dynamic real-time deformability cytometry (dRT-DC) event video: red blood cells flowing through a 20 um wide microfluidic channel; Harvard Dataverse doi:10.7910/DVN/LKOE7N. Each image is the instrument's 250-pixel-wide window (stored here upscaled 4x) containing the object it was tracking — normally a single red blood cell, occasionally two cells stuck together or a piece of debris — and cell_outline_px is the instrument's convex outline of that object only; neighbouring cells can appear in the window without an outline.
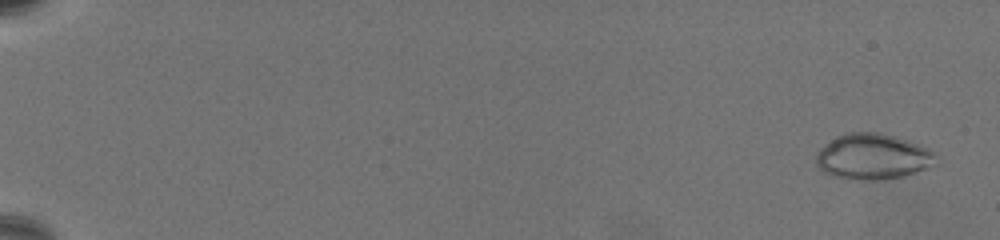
{"species": "common noctule bat (a hibernating species)", "species_latin": "Nyctalus noctula", "temperature_condition": "warm", "stored_images_in_passage": 68, "camera_frame_rate_fps": 3000, "um_per_image_px": 0.085, "animal": {"sex": "female", "body_mass_g": 19.5, "forearm_length_mm": 54.1}, "frame": {"image": 1, "passage_image": 3, "time_ms": 0.667, "image_size_px": [1000, 240], "cell_outline_px": [[936, 164], [928, 168], [904, 176], [880, 180], [856, 180], [832, 176], [820, 172], [816, 164], [816, 156], [820, 148], [836, 136], [848, 132], [880, 132], [908, 140], [928, 148], [932, 152]], "centroid_in_image_um": [74.14, 13.32], "position_along_channel_um": 10.9, "area_um2": 32.14}}
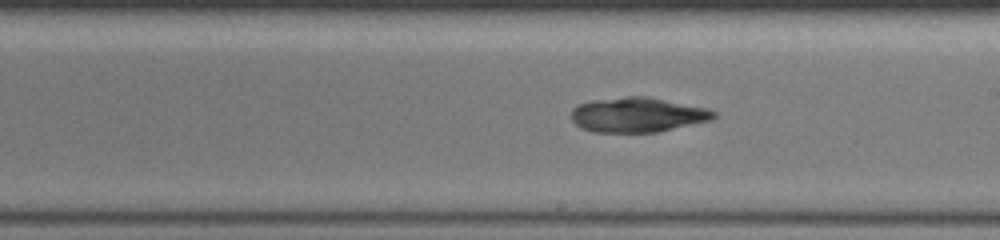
{"frame": {"image": 2, "passage_image": 43, "time_ms": 14.0, "image_size_px": [1000, 240], "cell_outline_px": [[716, 116], [712, 120], [656, 132], [592, 132], [580, 128], [572, 120], [572, 108], [580, 104], [592, 100], [628, 96], [648, 96], [704, 108], [716, 112]], "centroid_in_image_um": [54.16, 9.76], "position_along_channel_um": 234.8, "area_um2": 28.73}}
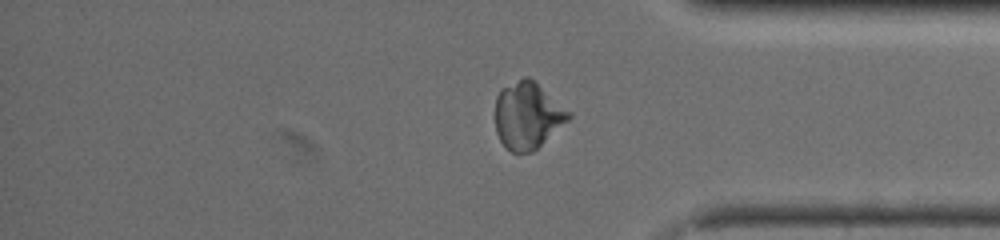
{"frame": {"image": 3, "passage_image": 58, "time_ms": 19.0, "image_size_px": [1000, 240], "cell_outline_px": [[572, 116], [568, 120], [532, 152], [512, 152], [500, 140], [496, 132], [496, 96], [500, 88], [524, 76], [528, 76], [572, 112]], "centroid_in_image_um": [44.84, 9.79], "position_along_channel_um": 390.4, "area_um2": 28.38}, "authors_computed_cell_mechanics": {"area_um2": 28.7555, "velocity_mm_per_s": 3.2511, "shape_relaxation_time_tau1_ms": null, "shape_relaxation_time_tau2_ms": 4.8808, "deformation_change_tau1": null, "deformation_change_tau2": 0.0826}}